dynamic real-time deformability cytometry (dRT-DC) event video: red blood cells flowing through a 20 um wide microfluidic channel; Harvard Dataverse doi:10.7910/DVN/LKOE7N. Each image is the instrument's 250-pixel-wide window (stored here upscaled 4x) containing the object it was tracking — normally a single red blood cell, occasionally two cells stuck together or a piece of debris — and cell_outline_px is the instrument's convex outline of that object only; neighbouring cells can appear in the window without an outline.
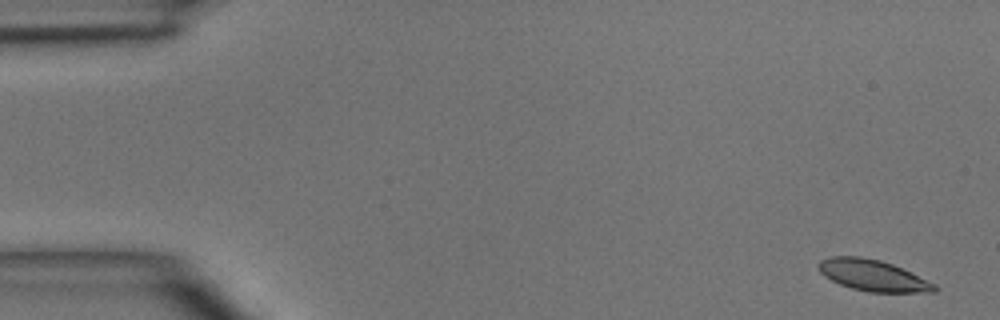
{"species": "common noctule bat (a hibernating species)", "species_latin": "Nyctalus noctula", "temperature_condition": "room temperature", "stored_images_in_passage": 2, "camera_frame_rate_fps": 3000, "um_per_image_px": 0.085, "animal": {"sex": "male", "body_mass_g": 15.6}, "frame": {"image": 1, "passage_image": 1, "time_ms": 0.0, "image_size_px": [1000, 320], "cell_outline_px": [[940, 288], [936, 292], [868, 292], [852, 288], [840, 284], [824, 276], [820, 272], [816, 264], [820, 260], [832, 256], [860, 256], [880, 260], [892, 264], [936, 284]], "centroid_in_image_um": [74.18, 23.41], "position_along_channel_um": 10.8, "area_um2": 21.1}}